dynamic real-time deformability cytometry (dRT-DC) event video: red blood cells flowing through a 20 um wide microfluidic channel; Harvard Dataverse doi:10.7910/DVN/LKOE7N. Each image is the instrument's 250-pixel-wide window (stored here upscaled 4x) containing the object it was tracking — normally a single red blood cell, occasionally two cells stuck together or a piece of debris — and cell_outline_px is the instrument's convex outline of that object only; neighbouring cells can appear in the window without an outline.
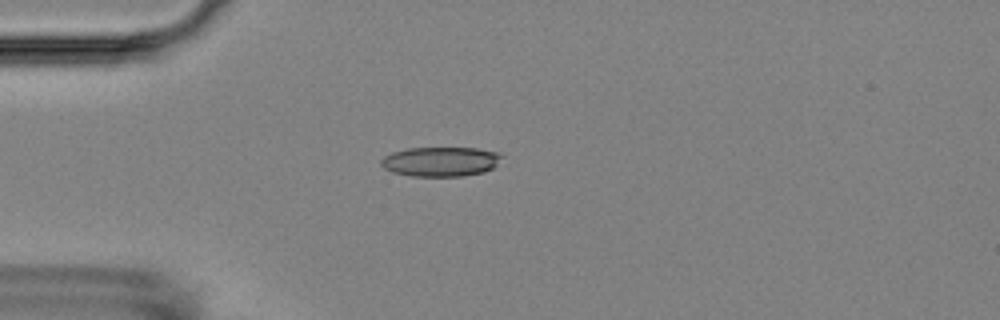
{"species": "Egyptian fruit bat (a non-hibernating species)", "species_latin": "Rousettus aegyptiacus", "temperature_condition": "room temperature", "stored_images_in_passage": 1, "camera_frame_rate_fps": 3000, "um_per_image_px": 0.085, "animal": {"sex": "female"}, "frame": {"image": 1, "passage_image": 1, "time_ms": 0.0, "image_size_px": [1000, 320], "cell_outline_px": [[504, 156], [492, 168], [484, 172], [460, 176], [412, 176], [392, 172], [384, 168], [380, 164], [380, 160], [384, 156], [392, 152], [408, 148], [476, 148], [500, 152]], "centroid_in_image_um": [37.45, 13.73], "position_along_channel_um": 47.5, "area_um2": 20.87}}